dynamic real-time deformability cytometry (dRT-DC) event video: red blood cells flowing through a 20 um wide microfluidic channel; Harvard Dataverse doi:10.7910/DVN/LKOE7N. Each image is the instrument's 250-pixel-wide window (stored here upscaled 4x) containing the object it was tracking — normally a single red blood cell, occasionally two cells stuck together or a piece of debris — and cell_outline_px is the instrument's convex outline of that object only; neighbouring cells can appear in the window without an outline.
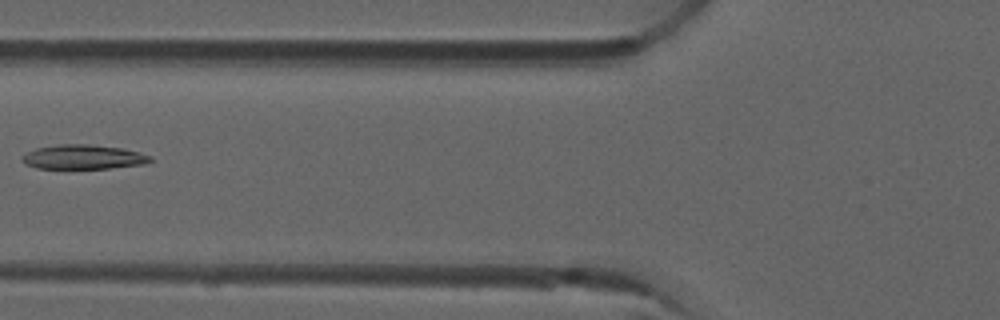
{"species": "common noctule bat (a hibernating species)", "species_latin": "Nyctalus noctula", "temperature_condition": "room temperature", "stored_images_in_passage": 7, "camera_frame_rate_fps": 3000, "um_per_image_px": 0.085, "animal": {"sex": "male", "forearm_length_mm": 52.5}, "frame": {"image": 1, "passage_image": 6, "time_ms": 1.667, "image_size_px": [1000, 320], "cell_outline_px": [[152, 160], [144, 164], [108, 168], [36, 168], [24, 164], [20, 160], [28, 152], [36, 148], [60, 144], [88, 144], [120, 148], [152, 156]], "centroid_in_image_um": [7.05, 13.34], "position_along_channel_um": 118.8, "area_um2": 17.98}}
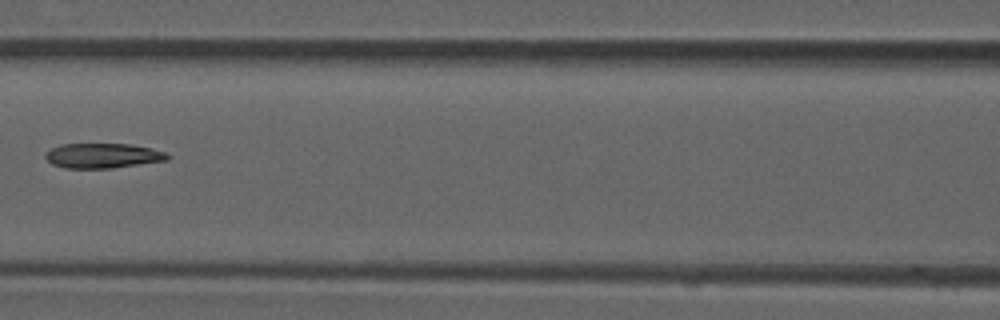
{"frame": {"image": 2, "passage_image": 7, "time_ms": 2.0, "image_size_px": [1000, 320], "cell_outline_px": [[172, 156], [168, 160], [112, 168], [64, 168], [52, 164], [44, 156], [52, 148], [60, 144], [132, 144], [152, 148], [168, 152]], "centroid_in_image_um": [8.8, 13.23], "position_along_channel_um": 157.8, "area_um2": 17.8}}